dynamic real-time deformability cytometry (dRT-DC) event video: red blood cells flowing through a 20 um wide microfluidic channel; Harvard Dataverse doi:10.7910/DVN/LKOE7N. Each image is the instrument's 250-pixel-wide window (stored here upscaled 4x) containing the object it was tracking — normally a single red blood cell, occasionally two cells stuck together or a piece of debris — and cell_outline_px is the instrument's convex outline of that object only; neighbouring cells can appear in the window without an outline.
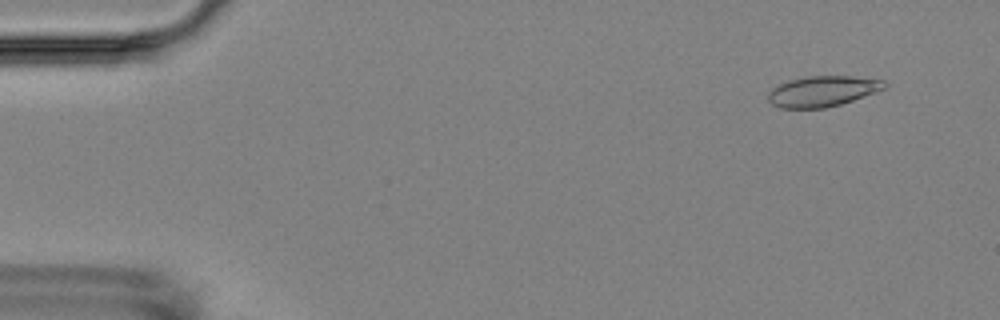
{"species": "Egyptian fruit bat (a non-hibernating species)", "species_latin": "Rousettus aegyptiacus", "temperature_condition": "room temperature", "stored_images_in_passage": 6, "camera_frame_rate_fps": 3000, "um_per_image_px": 0.085, "animal": {"sex": "female"}, "frame": {"image": 1, "passage_image": 2, "time_ms": 1.333, "image_size_px": [1000, 320], "cell_outline_px": [[888, 84], [884, 88], [876, 92], [840, 104], [824, 108], [780, 108], [772, 104], [768, 100], [768, 92], [772, 88], [788, 80], [804, 76], [852, 76], [884, 80]], "centroid_in_image_um": [69.9, 7.75], "position_along_channel_um": 15.1, "area_um2": 20.75}}